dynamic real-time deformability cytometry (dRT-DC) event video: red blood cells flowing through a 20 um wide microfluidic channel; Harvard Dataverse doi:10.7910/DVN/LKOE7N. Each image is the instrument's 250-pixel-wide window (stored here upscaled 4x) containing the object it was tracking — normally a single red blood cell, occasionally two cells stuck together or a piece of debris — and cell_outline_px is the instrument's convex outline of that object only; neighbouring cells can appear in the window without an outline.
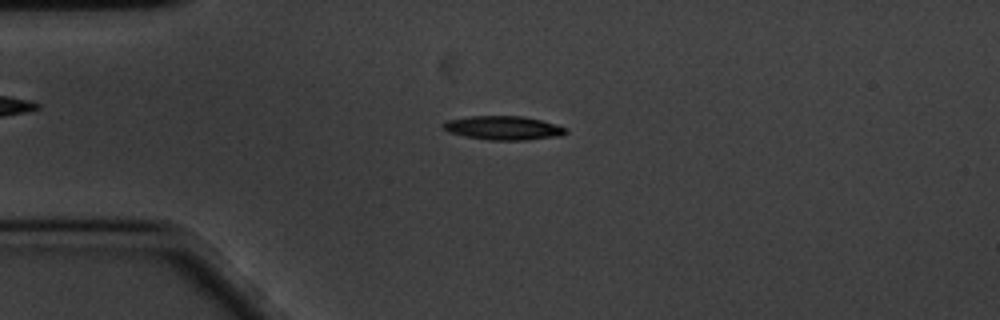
{"species": "common noctule bat (a hibernating species)", "species_latin": "Nyctalus noctula", "temperature_condition": "cold", "stored_images_in_passage": 58, "camera_frame_rate_fps": 3000, "um_per_image_px": 0.085, "animal": {"sex": "male", "body_mass_g": 20.1, "forearm_length_mm": 53.5}, "frame": {"image": 1, "passage_image": 13, "time_ms": 4.0, "image_size_px": [1000, 320], "cell_outline_px": [[568, 132], [560, 136], [524, 140], [488, 140], [464, 136], [448, 132], [440, 128], [440, 124], [448, 120], [468, 116], [524, 116], [544, 120], [568, 128]], "centroid_in_image_um": [42.77, 10.87], "position_along_channel_um": 42.2, "area_um2": 17.4}}
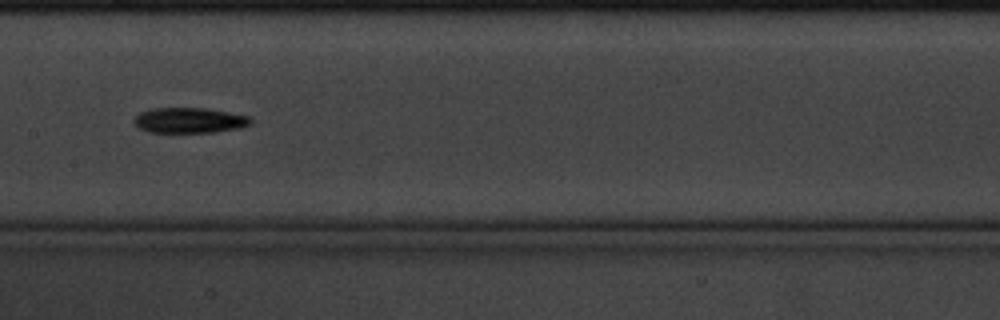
{"frame": {"image": 2, "passage_image": 28, "time_ms": 9.0, "image_size_px": [1000, 320], "cell_outline_px": [[252, 124], [240, 128], [212, 132], [148, 132], [140, 128], [132, 120], [140, 112], [152, 108], [204, 108], [228, 112], [248, 116], [252, 120]], "centroid_in_image_um": [16.1, 10.23], "position_along_channel_um": 191.3, "area_um2": 17.17}}
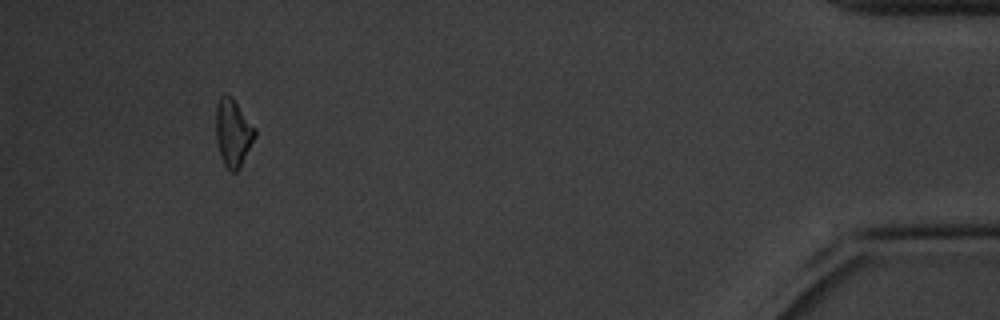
{"frame": {"image": 3, "passage_image": 54, "time_ms": 17.667, "image_size_px": [1000, 320], "cell_outline_px": [[256, 136], [240, 168], [236, 172], [228, 172], [220, 156], [216, 140], [216, 104], [220, 96], [224, 92], [232, 96], [256, 128]], "centroid_in_image_um": [19.81, 11.27], "position_along_channel_um": 415.4, "area_um2": 15.72}, "authors_computed_cell_mechanics": {"area_um2": 16.0106, "velocity_mm_per_s": 3.367, "shape_relaxation_time_tau1_ms": 2.3943, "shape_relaxation_time_tau2_ms": null, "deformation_change_tau1": 0.1212, "deformation_change_tau2": null}}